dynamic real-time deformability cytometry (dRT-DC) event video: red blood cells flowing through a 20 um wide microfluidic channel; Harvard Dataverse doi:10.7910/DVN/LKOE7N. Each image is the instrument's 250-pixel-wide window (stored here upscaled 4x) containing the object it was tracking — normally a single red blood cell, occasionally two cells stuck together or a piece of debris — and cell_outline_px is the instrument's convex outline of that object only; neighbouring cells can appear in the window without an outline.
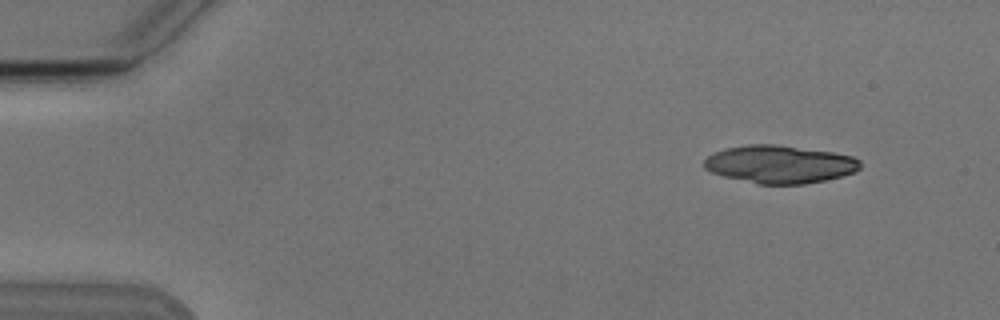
{"species": "Egyptian fruit bat (a non-hibernating species)", "species_latin": "Rousettus aegyptiacus", "temperature_condition": "cold", "stored_images_in_passage": 6, "camera_frame_rate_fps": 3000, "um_per_image_px": 0.085, "animal": {"sex": "male"}, "frame": {"image": 1, "passage_image": 2, "time_ms": 1.0, "image_size_px": [1000, 320], "cell_outline_px": [[860, 168], [856, 172], [824, 180], [804, 184], [760, 184], [724, 176], [712, 172], [704, 168], [704, 160], [708, 156], [724, 148], [748, 144], [776, 144], [832, 152], [852, 156], [860, 160]], "centroid_in_image_um": [66.28, 13.95], "position_along_channel_um": 18.7, "area_um2": 34.28}}